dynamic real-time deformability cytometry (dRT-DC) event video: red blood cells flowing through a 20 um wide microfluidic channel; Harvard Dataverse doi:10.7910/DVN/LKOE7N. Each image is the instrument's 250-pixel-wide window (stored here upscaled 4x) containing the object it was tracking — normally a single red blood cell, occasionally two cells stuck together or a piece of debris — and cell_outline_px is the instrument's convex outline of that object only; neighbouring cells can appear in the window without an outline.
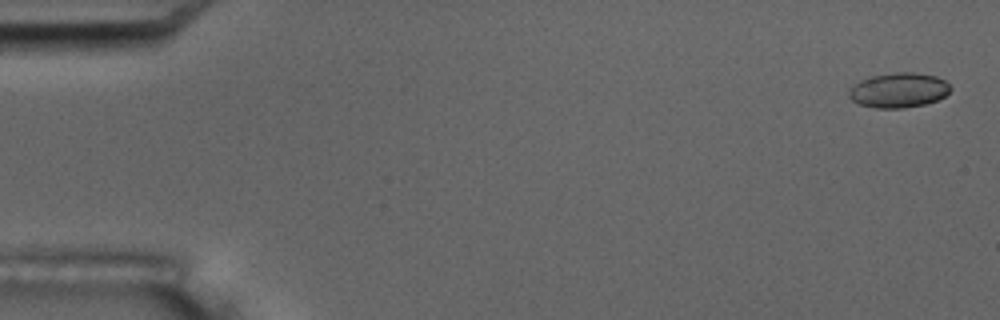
{"species": "common noctule bat (a hibernating species)", "species_latin": "Nyctalus noctula", "temperature_condition": "room temperature", "stored_images_in_passage": 10, "camera_frame_rate_fps": 3000, "um_per_image_px": 0.085, "animal": {"sex": "male", "body_mass_g": 17.5, "forearm_length_mm": 52.3}, "frame": {"image": 1, "passage_image": 1, "time_ms": 0.0, "image_size_px": [1000, 320], "cell_outline_px": [[952, 88], [944, 96], [936, 100], [924, 104], [904, 108], [876, 108], [860, 104], [852, 100], [848, 96], [848, 92], [860, 80], [872, 76], [896, 72], [916, 72], [936, 76], [944, 80]], "centroid_in_image_um": [76.39, 7.66], "position_along_channel_um": 8.6, "area_um2": 20.46}}
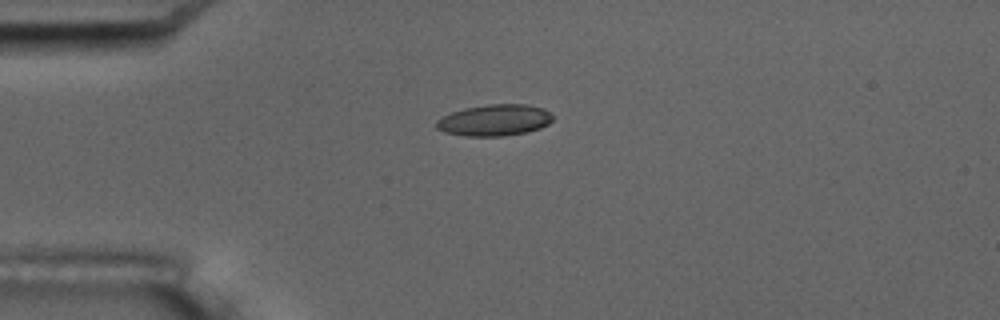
{"frame": {"image": 2, "passage_image": 5, "time_ms": 4.333, "image_size_px": [1000, 320], "cell_outline_px": [[552, 120], [548, 124], [540, 128], [524, 132], [504, 136], [468, 136], [444, 132], [436, 128], [436, 120], [452, 112], [464, 108], [488, 104], [524, 104], [544, 108], [552, 116]], "centroid_in_image_um": [42.02, 10.21], "position_along_channel_um": 43.0, "area_um2": 21.15}}
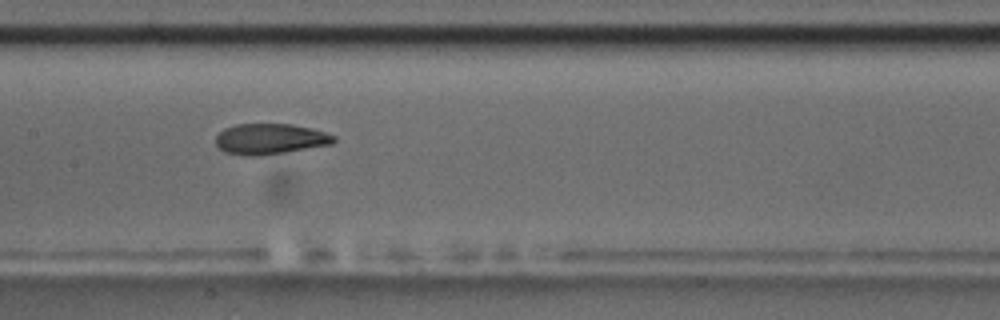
{"frame": {"image": 3, "passage_image": 9, "time_ms": 9.0, "image_size_px": [1000, 320], "cell_outline_px": [[336, 140], [332, 144], [260, 156], [244, 156], [224, 152], [216, 144], [216, 136], [224, 128], [236, 124], [292, 124], [312, 128], [336, 136]], "centroid_in_image_um": [22.95, 11.81], "position_along_channel_um": 184.5, "area_um2": 21.15}}